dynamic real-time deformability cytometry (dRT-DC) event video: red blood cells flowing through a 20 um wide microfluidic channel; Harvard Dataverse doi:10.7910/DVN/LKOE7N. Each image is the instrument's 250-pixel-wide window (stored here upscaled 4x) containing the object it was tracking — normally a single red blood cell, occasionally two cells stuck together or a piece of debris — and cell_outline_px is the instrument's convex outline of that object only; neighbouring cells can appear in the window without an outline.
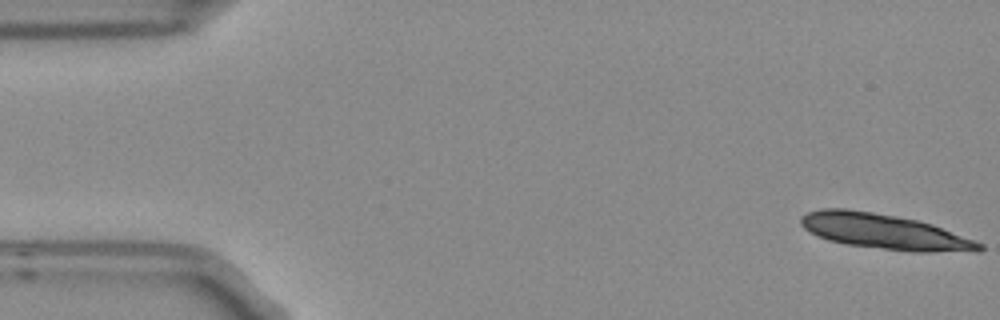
{"species": "Egyptian fruit bat (a non-hibernating species)", "species_latin": "Rousettus aegyptiacus", "temperature_condition": "room temperature", "stored_images_in_passage": 5, "segment_of_instrument_passage": [1, 2], "camera_frame_rate_fps": 3000, "um_per_image_px": 0.085, "frame": {"image": 1, "passage_image": 1, "time_ms": 0.0, "image_size_px": [1000, 320], "cell_outline_px": [[984, 248], [976, 252], [912, 252], [848, 244], [828, 240], [804, 228], [800, 224], [800, 216], [808, 212], [824, 208], [844, 208], [872, 212], [896, 216], [916, 220], [932, 224], [984, 244]], "centroid_in_image_um": [75.2, 19.69], "position_along_channel_um": 9.8, "area_um2": 36.36}}